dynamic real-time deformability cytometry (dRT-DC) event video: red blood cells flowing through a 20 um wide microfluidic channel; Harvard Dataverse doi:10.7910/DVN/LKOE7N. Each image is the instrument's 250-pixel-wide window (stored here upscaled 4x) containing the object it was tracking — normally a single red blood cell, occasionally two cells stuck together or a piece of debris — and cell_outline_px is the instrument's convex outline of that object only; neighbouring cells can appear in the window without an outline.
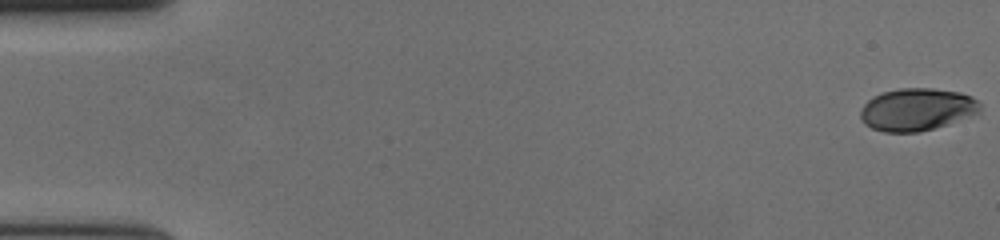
{"species": "human", "species_latin": "Homo sapiens", "temperature_condition": "cold", "stored_images_in_passage": 58, "camera_frame_rate_fps": 3000, "um_per_image_px": 0.085, "donor": {"sex": "female"}, "frame": {"image": 1, "passage_image": 1, "time_ms": 0.0, "image_size_px": [1000, 240], "cell_outline_px": [[980, 112], [948, 124], [916, 132], [884, 132], [872, 128], [864, 124], [860, 116], [860, 112], [864, 104], [872, 96], [884, 92], [900, 88], [932, 88], [960, 92], [972, 96], [980, 104]], "centroid_in_image_um": [77.92, 9.29], "position_along_channel_um": 7.1, "area_um2": 29.48}}
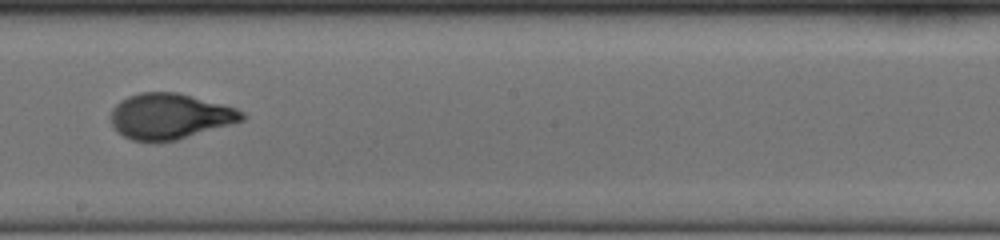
{"frame": {"image": 2, "passage_image": 34, "time_ms": 11.0, "image_size_px": [1000, 240], "cell_outline_px": [[248, 116], [244, 120], [232, 124], [176, 140], [156, 144], [152, 144], [132, 140], [116, 132], [112, 124], [112, 108], [120, 100], [128, 96], [140, 92], [180, 92], [224, 104], [236, 108], [244, 112]], "centroid_in_image_um": [14.45, 9.9], "position_along_channel_um": 233.8, "area_um2": 35.6}}
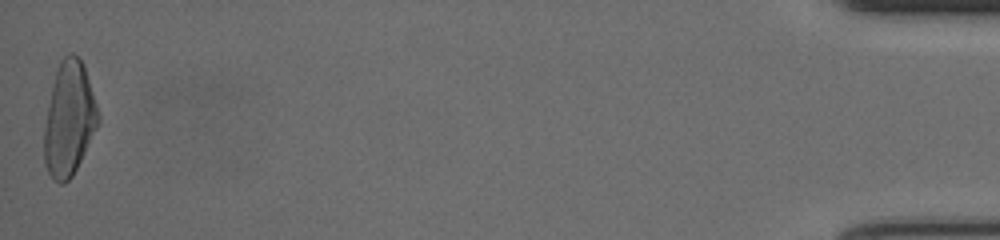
{"frame": {"image": 3, "passage_image": 58, "time_ms": 19.0, "image_size_px": [1000, 240], "cell_outline_px": [[100, 120], [72, 176], [64, 184], [60, 184], [52, 180], [44, 164], [44, 128], [48, 104], [52, 84], [60, 60], [68, 52], [72, 52], [84, 64], [100, 116]], "centroid_in_image_um": [5.85, 10.11], "position_along_channel_um": 429.3, "area_um2": 35.72}, "authors_computed_cell_mechanics": {"area_um2": 33.9864, "velocity_mm_per_s": 3.6692, "shape_relaxation_time_tau1_ms": 3.549, "shape_relaxation_time_tau2_ms": null, "deformation_change_tau1": 0.2, "deformation_change_tau2": null}}